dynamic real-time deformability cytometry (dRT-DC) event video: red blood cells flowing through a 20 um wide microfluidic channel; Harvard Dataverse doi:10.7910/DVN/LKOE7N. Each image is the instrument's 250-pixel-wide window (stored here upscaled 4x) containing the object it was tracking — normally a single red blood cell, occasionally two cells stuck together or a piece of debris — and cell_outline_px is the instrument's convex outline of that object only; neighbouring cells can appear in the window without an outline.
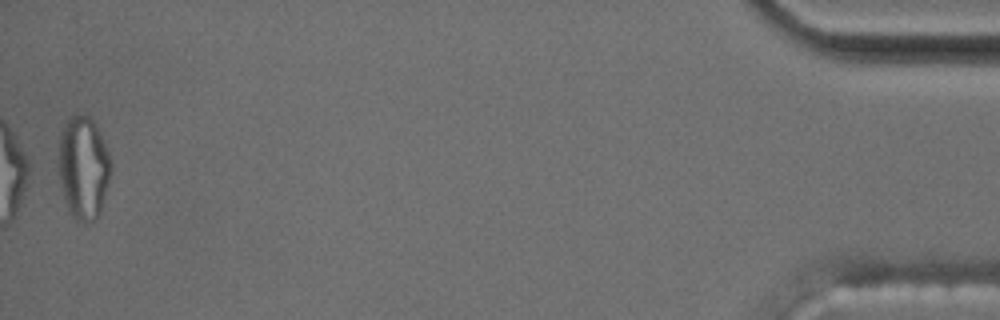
{"species": "common noctule bat (a hibernating species)", "species_latin": "Nyctalus noctula", "temperature_condition": "cold", "stored_images_in_passage": 39, "segment_of_instrument_passage": [2, 2], "camera_frame_rate_fps": 3000, "um_per_image_px": 0.085, "animal": {"sex": "male", "body_mass_g": 17.5, "forearm_length_mm": 52.3}, "frame": {"image": 1, "passage_image": 39, "time_ms": 12.667, "image_size_px": [1000, 320], "cell_outline_px": [[112, 168], [100, 212], [92, 220], [76, 220], [68, 212], [60, 180], [60, 132], [68, 116], [72, 112], [84, 112], [96, 124], [104, 140], [112, 164]], "centroid_in_image_um": [7.1, 14.15], "position_along_channel_um": 428.1, "area_um2": 31.39}}